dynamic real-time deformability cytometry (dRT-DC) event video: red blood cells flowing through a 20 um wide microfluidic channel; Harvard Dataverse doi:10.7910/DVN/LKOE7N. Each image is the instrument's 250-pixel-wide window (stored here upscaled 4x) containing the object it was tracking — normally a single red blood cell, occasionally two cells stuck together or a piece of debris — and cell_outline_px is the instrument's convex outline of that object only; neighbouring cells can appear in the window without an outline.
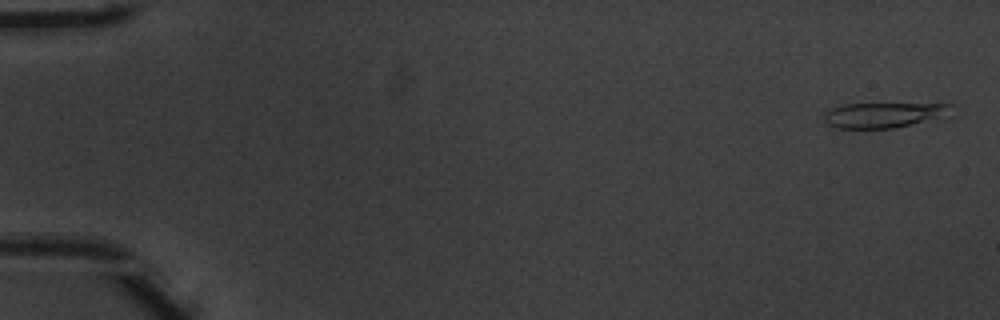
{"species": "common noctule bat (a hibernating species)", "species_latin": "Nyctalus noctula", "temperature_condition": "warm", "stored_images_in_passage": 52, "camera_frame_rate_fps": 3000, "um_per_image_px": 0.085, "animal": {"sex": "male", "body_mass_g": 20.1, "forearm_length_mm": 53.5}, "frame": {"image": 1, "passage_image": 2, "time_ms": 0.333, "image_size_px": [1000, 320], "cell_outline_px": [[952, 104], [936, 116], [912, 124], [892, 128], [836, 128], [828, 124], [824, 120], [824, 112], [832, 108], [844, 104]], "centroid_in_image_um": [74.86, 9.78], "position_along_channel_um": 10.1, "area_um2": 17.63}}
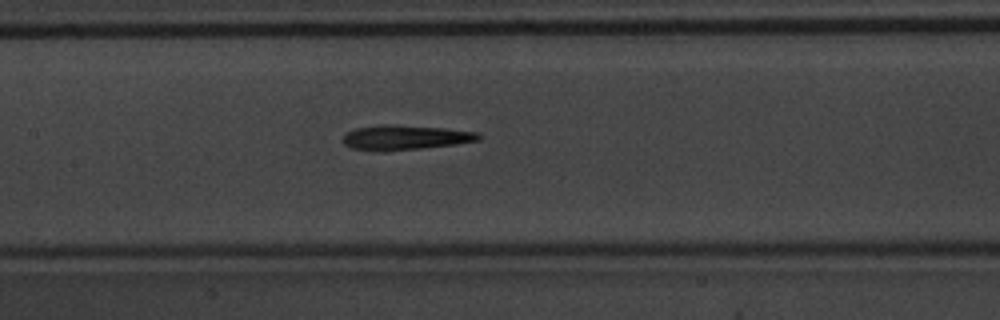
{"frame": {"image": 2, "passage_image": 26, "time_ms": 8.333, "image_size_px": [1000, 320], "cell_outline_px": [[484, 136], [480, 140], [456, 144], [424, 148], [384, 152], [352, 148], [344, 144], [344, 132], [356, 128], [384, 124], [392, 124], [444, 128], [476, 132]], "centroid_in_image_um": [34.45, 11.69], "position_along_channel_um": 173.0, "area_um2": 19.77}}
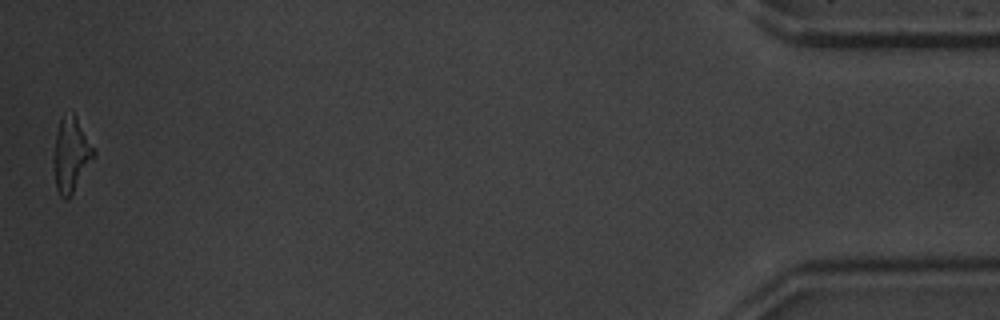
{"frame": {"image": 3, "passage_image": 52, "time_ms": 17.0, "image_size_px": [1000, 320], "cell_outline_px": [[96, 156], [68, 200], [64, 200], [60, 196], [56, 188], [56, 132], [60, 116], [72, 112], [76, 116], [96, 152]], "centroid_in_image_um": [6.09, 13.15], "position_along_channel_um": 429.1, "area_um2": 16.94}, "authors_computed_cell_mechanics": {"area_um2": 18.7272, "velocity_mm_per_s": 3.9416, "shape_relaxation_time_tau1_ms": 2.8783, "shape_relaxation_time_tau2_ms": 9.6318, "deformation_change_tau1": 0.1689, "deformation_change_tau2": 0.3208}}